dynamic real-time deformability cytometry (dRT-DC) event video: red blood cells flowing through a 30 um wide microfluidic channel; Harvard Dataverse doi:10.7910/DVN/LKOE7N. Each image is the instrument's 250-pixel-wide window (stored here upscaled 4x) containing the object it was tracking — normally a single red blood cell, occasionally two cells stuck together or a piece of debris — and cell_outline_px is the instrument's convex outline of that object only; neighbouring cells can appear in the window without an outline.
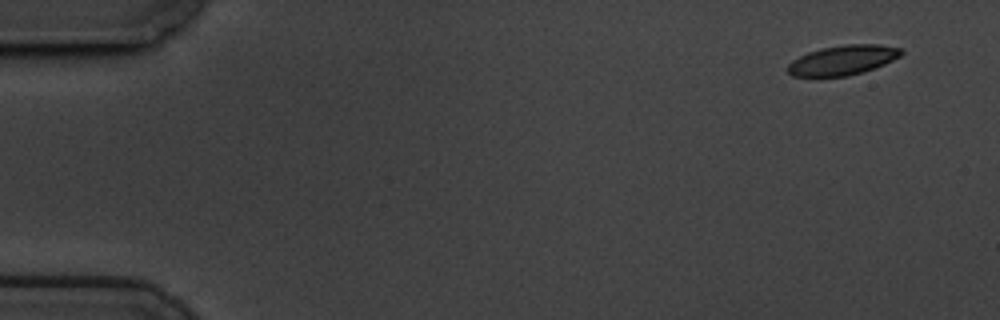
{"species": "common noctule bat (a hibernating species)", "species_latin": "Nyctalus noctula", "temperature_condition": "cold", "stored_images_in_passage": 57, "camera_frame_rate_fps": 3000, "um_per_image_px": 0.085, "animal": {"sex": "male", "body_mass_g": 19.5, "forearm_length_mm": 54.6}, "frame": {"image": 1, "passage_image": 1, "time_ms": 0.0, "image_size_px": [1000, 320], "cell_outline_px": [[904, 52], [900, 56], [884, 64], [864, 72], [848, 76], [792, 76], [788, 72], [788, 64], [792, 60], [808, 52], [820, 48], [844, 44], [880, 44], [900, 48]], "centroid_in_image_um": [71.64, 5.1], "position_along_channel_um": 13.4, "area_um2": 19.65}}
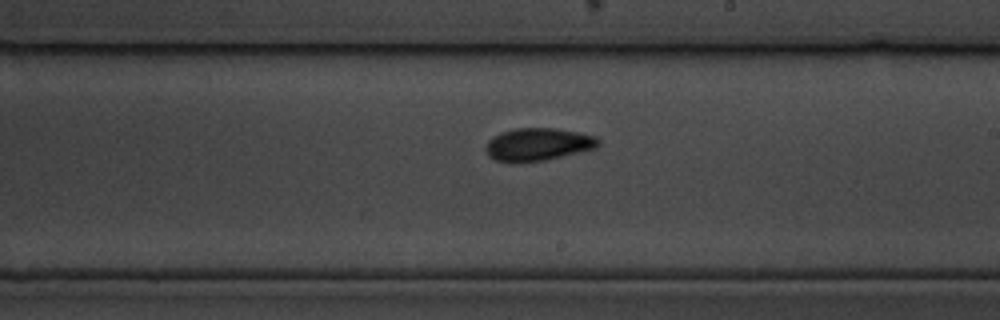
{"frame": {"image": 2, "passage_image": 32, "time_ms": 10.333, "image_size_px": [1000, 320], "cell_outline_px": [[600, 144], [596, 148], [544, 160], [512, 164], [496, 160], [488, 156], [484, 148], [488, 140], [500, 132], [516, 128], [556, 128], [596, 136], [600, 140]], "centroid_in_image_um": [45.68, 12.28], "position_along_channel_um": 243.3, "area_um2": 21.68}}
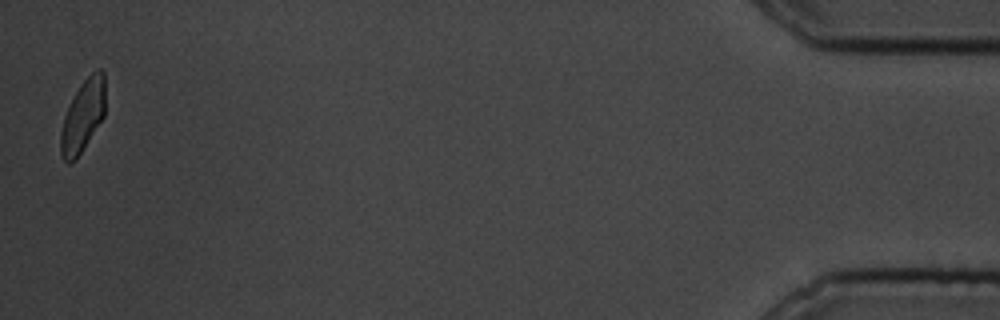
{"frame": {"image": 3, "passage_image": 56, "time_ms": 18.333, "image_size_px": [1000, 320], "cell_outline_px": [[104, 116], [76, 160], [72, 164], [68, 164], [60, 156], [60, 132], [64, 116], [80, 84], [96, 68], [100, 68], [104, 72]], "centroid_in_image_um": [7.03, 9.89], "position_along_channel_um": 428.2, "area_um2": 18.67}, "authors_computed_cell_mechanics": {"area_um2": 20.1722, "velocity_mm_per_s": 3.3922, "shape_relaxation_time_tau1_ms": 3.9375, "shape_relaxation_time_tau2_ms": 1.9656, "deformation_change_tau1": 0.1021, "deformation_change_tau2": 0.0616}}